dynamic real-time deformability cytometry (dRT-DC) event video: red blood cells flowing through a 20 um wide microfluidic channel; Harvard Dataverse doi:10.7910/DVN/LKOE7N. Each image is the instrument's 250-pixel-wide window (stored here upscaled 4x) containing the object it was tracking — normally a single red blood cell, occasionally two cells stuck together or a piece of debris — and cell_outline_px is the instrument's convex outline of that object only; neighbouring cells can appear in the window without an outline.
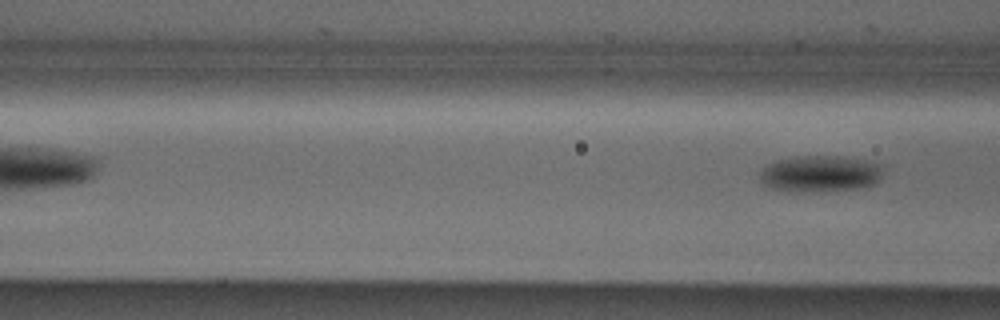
{"species": "Egyptian fruit bat (a non-hibernating species)", "species_latin": "Rousettus aegyptiacus", "temperature_condition": "cold", "stored_images_in_passage": 4, "camera_frame_rate_fps": 3000, "um_per_image_px": 0.085, "animal": {"sex": "male"}, "frame": {"image": 1, "passage_image": 4, "time_ms": 1.0, "image_size_px": [1000, 320], "cell_outline_px": [[880, 172], [876, 184], [860, 188], [800, 192], [772, 188], [764, 184], [760, 180], [760, 172], [768, 164], [776, 160], [792, 156], [840, 156], [864, 160], [880, 164]], "centroid_in_image_um": [69.67, 14.75], "position_along_channel_um": 96.9, "area_um2": 25.89}}